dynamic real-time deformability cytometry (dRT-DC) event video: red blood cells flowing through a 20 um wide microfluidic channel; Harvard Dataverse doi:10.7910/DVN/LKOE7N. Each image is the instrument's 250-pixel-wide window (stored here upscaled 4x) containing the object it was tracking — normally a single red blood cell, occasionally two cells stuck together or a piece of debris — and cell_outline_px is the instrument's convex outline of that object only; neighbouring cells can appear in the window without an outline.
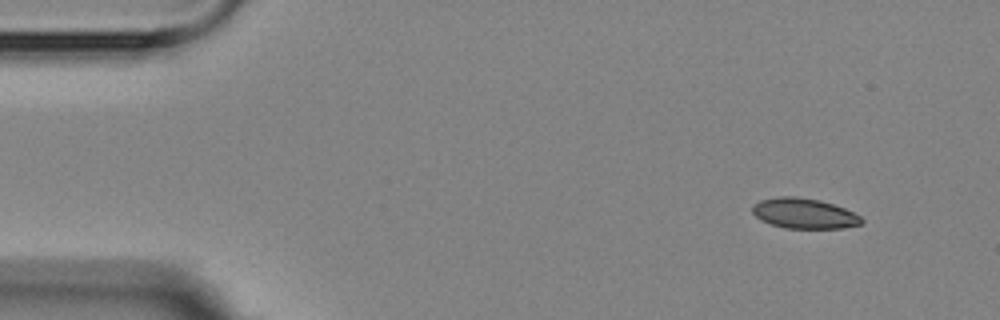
{"species": "Egyptian fruit bat (a non-hibernating species)", "species_latin": "Rousettus aegyptiacus", "temperature_condition": "room temperature", "stored_images_in_passage": 4, "camera_frame_rate_fps": 3000, "um_per_image_px": 0.085, "animal": {"sex": "female"}, "frame": {"image": 1, "passage_image": 1, "time_ms": 0.0, "image_size_px": [1000, 320], "cell_outline_px": [[864, 220], [860, 224], [844, 228], [784, 228], [760, 220], [752, 212], [752, 204], [760, 200], [780, 196], [792, 196], [820, 200], [844, 208], [860, 216]], "centroid_in_image_um": [68.33, 18.14], "position_along_channel_um": 16.7, "area_um2": 19.19}}
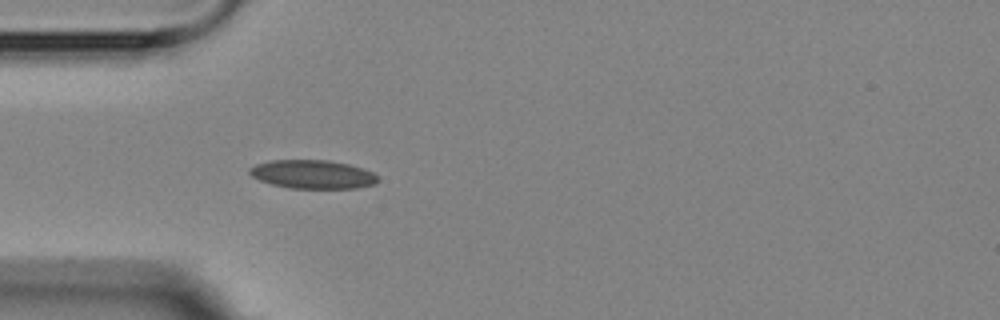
{"frame": {"image": 2, "passage_image": 4, "time_ms": 3.667, "image_size_px": [1000, 320], "cell_outline_px": [[376, 184], [356, 188], [288, 188], [272, 184], [260, 180], [252, 176], [248, 172], [248, 168], [256, 164], [272, 160], [328, 160], [348, 164], [364, 168], [372, 172], [376, 176]], "centroid_in_image_um": [26.56, 14.81], "position_along_channel_um": 58.4, "area_um2": 21.33}}